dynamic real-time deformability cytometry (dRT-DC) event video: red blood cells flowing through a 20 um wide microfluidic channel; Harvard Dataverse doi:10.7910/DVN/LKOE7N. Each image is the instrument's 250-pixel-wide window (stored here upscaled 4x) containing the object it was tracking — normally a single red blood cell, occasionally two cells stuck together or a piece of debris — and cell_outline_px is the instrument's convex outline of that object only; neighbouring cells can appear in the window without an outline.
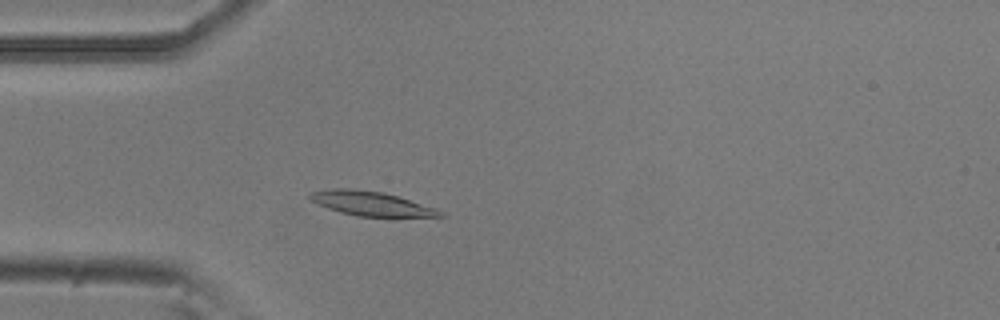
{"species": "common noctule bat (a hibernating species)", "species_latin": "Nyctalus noctula", "temperature_condition": "room temperature", "stored_images_in_passage": 50, "camera_frame_rate_fps": 3000, "um_per_image_px": 0.085, "animal": {"sex": "male", "body_mass_g": 20.5, "forearm_length_mm": 52.5}, "frame": {"image": 1, "passage_image": 12, "time_ms": 3.667, "image_size_px": [1000, 320], "cell_outline_px": [[444, 216], [356, 216], [340, 212], [328, 208], [312, 200], [308, 196], [312, 192], [332, 188], [352, 188], [380, 192], [396, 196], [436, 208], [444, 212]], "centroid_in_image_um": [31.53, 17.3], "position_along_channel_um": 53.5, "area_um2": 17.98}}
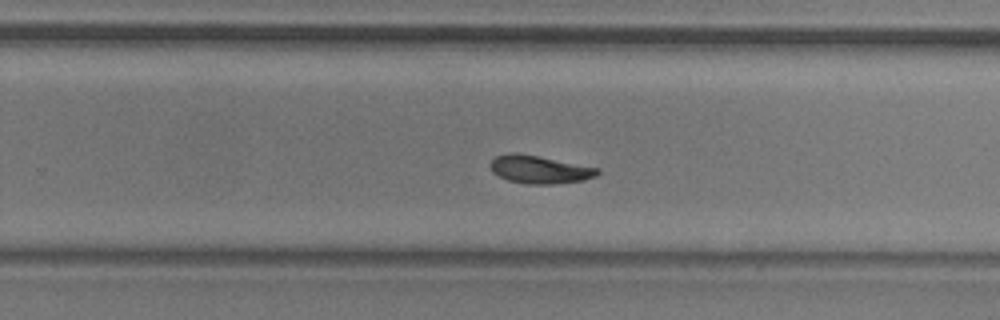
{"frame": {"image": 2, "passage_image": 31, "time_ms": 10.0, "image_size_px": [1000, 320], "cell_outline_px": [[600, 172], [596, 176], [584, 180], [552, 184], [528, 184], [508, 180], [492, 172], [492, 160], [496, 156], [508, 152], [516, 152], [600, 168]], "centroid_in_image_um": [45.88, 14.4], "position_along_channel_um": 283.9, "area_um2": 17.28}}
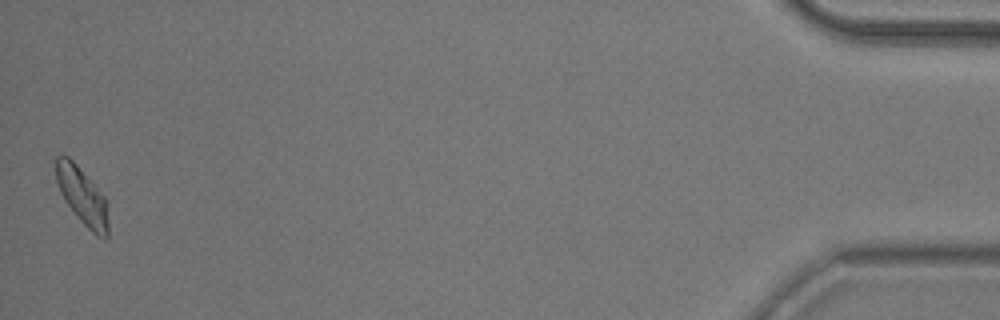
{"frame": {"image": 3, "passage_image": 50, "time_ms": 16.333, "image_size_px": [1000, 320], "cell_outline_px": [[108, 240], [104, 240], [96, 236], [80, 220], [64, 200], [60, 192], [56, 180], [56, 156], [68, 156], [76, 164], [104, 196], [108, 224]], "centroid_in_image_um": [6.99, 16.71], "position_along_channel_um": 428.2, "area_um2": 17.11}, "authors_computed_cell_mechanics": {"area_um2": 17.5134, "velocity_mm_per_s": 3.753, "shape_relaxation_time_tau1_ms": 4.2994, "shape_relaxation_time_tau2_ms": 6.4321, "deformation_change_tau1": 0.1295, "deformation_change_tau2": 0.1253}}